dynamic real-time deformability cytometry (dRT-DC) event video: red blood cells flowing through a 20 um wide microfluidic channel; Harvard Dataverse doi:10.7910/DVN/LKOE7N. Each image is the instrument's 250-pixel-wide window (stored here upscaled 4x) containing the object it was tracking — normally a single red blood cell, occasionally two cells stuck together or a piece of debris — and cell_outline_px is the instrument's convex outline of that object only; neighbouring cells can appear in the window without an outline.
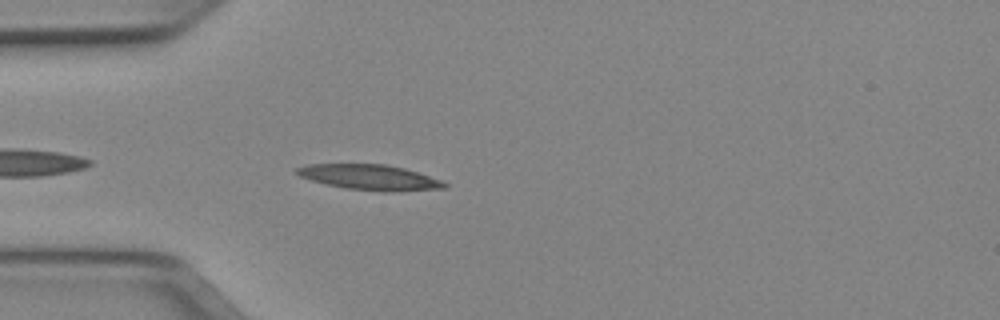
{"species": "Egyptian fruit bat (a non-hibernating species)", "species_latin": "Rousettus aegyptiacus", "temperature_condition": "cold", "stored_images_in_passage": 32, "camera_frame_rate_fps": 3000, "um_per_image_px": 0.085, "animal": {"sex": "female"}, "frame": {"image": 1, "passage_image": 3, "time_ms": 0.667, "image_size_px": [1000, 320], "cell_outline_px": [[448, 184], [444, 188], [388, 192], [344, 188], [312, 180], [300, 176], [292, 172], [296, 168], [308, 164], [384, 164], [404, 168], [440, 180]], "centroid_in_image_um": [31.38, 15.06], "position_along_channel_um": 53.6, "area_um2": 21.56}}
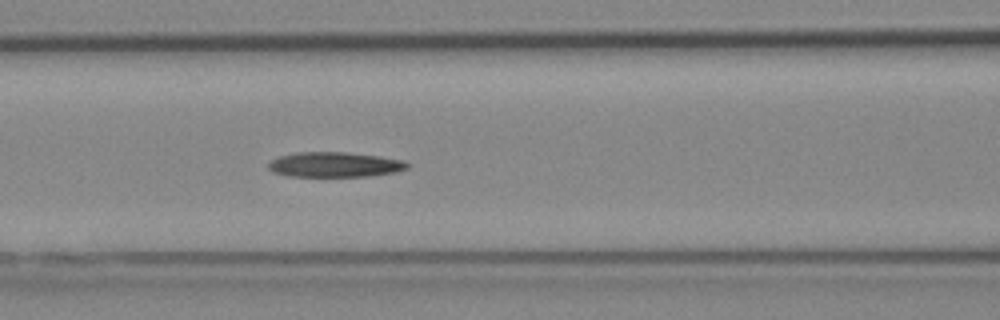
{"frame": {"image": 2, "passage_image": 10, "time_ms": 3.0, "image_size_px": [1000, 320], "cell_outline_px": [[408, 168], [396, 172], [368, 176], [288, 176], [272, 172], [268, 168], [268, 164], [272, 160], [280, 156], [296, 152], [348, 152], [380, 156], [404, 160], [408, 164]], "centroid_in_image_um": [28.45, 13.99], "position_along_channel_um": 138.1, "area_um2": 20.29}}
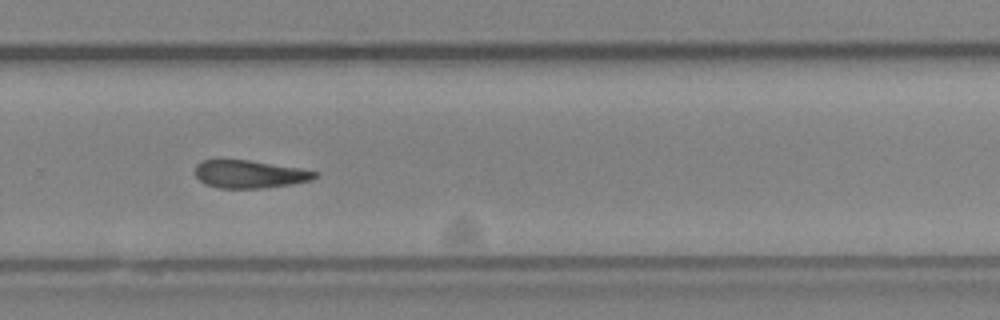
{"frame": {"image": 3, "passage_image": 23, "time_ms": 7.333, "image_size_px": [1000, 320], "cell_outline_px": [[316, 176], [312, 180], [292, 184], [264, 188], [220, 188], [204, 184], [196, 176], [196, 164], [200, 160], [248, 160], [300, 168], [316, 172]], "centroid_in_image_um": [21.19, 14.81], "position_along_channel_um": 308.6, "area_um2": 19.31}, "authors_computed_cell_mechanics": {"area_um2": 20.6057, "velocity_mm_per_s": 3.9512, "shape_relaxation_time_tau1_ms": 9.3599, "shape_relaxation_time_tau2_ms": null, "deformation_change_tau1": 0.2227, "deformation_change_tau2": null}}